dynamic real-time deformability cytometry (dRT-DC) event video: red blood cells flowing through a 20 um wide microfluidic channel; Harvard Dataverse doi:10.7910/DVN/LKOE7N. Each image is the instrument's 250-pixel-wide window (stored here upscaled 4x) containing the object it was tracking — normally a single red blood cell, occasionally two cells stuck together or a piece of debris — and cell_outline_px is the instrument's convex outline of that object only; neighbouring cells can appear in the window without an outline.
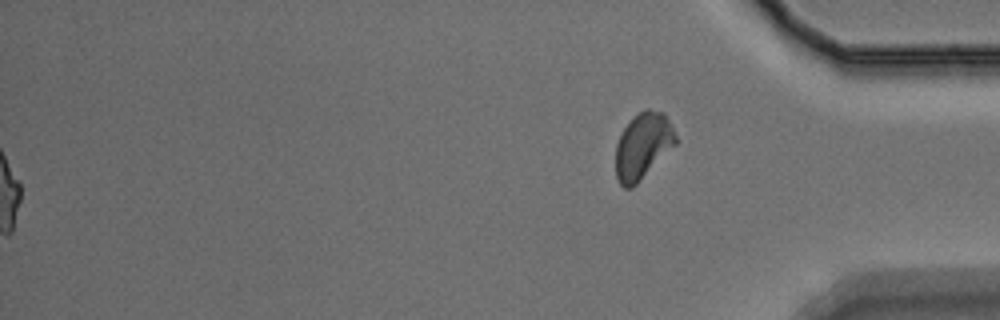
{"species": "Egyptian fruit bat (a non-hibernating species)", "species_latin": "Rousettus aegyptiacus", "temperature_condition": "warm", "stored_images_in_passage": 51, "segment_of_instrument_passage": [2, 2], "camera_frame_rate_fps": 3000, "um_per_image_px": 0.085, "animal": {"sex": "male"}, "frame": {"image": 1, "passage_image": 51, "time_ms": 16.667, "image_size_px": [1000, 320], "cell_outline_px": [[676, 144], [632, 188], [624, 188], [620, 184], [616, 176], [616, 144], [624, 128], [644, 108], [648, 108], [664, 112], [676, 136]], "centroid_in_image_um": [54.64, 12.4], "position_along_channel_um": 380.6, "area_um2": 22.72}}